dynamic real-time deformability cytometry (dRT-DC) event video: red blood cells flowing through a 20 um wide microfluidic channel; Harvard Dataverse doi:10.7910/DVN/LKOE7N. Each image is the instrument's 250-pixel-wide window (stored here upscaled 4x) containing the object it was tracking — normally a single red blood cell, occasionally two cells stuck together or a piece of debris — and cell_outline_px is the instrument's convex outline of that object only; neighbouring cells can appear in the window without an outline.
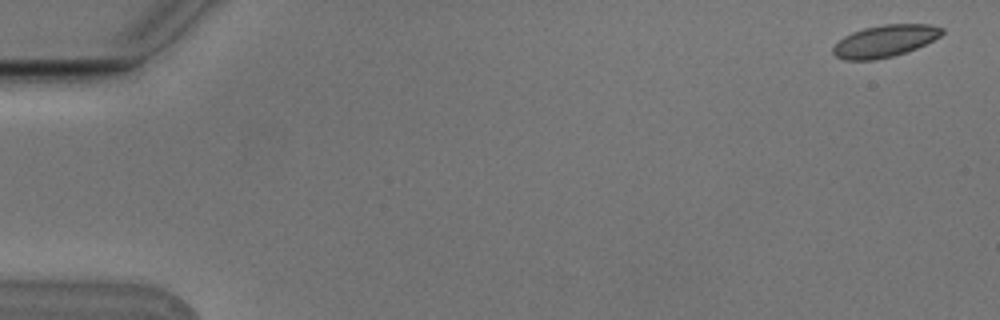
{"species": "Egyptian fruit bat (a non-hibernating species)", "species_latin": "Rousettus aegyptiacus", "temperature_condition": "cold", "stored_images_in_passage": 4, "camera_frame_rate_fps": 3000, "um_per_image_px": 0.085, "animal": {"sex": "male"}, "frame": {"image": 1, "passage_image": 1, "time_ms": 0.0, "image_size_px": [1000, 320], "cell_outline_px": [[944, 32], [940, 36], [916, 48], [892, 56], [872, 60], [844, 60], [836, 56], [832, 52], [832, 48], [844, 36], [852, 32], [864, 28], [884, 24], [928, 24], [944, 28]], "centroid_in_image_um": [75.2, 3.48], "position_along_channel_um": 9.8, "area_um2": 20.11}}